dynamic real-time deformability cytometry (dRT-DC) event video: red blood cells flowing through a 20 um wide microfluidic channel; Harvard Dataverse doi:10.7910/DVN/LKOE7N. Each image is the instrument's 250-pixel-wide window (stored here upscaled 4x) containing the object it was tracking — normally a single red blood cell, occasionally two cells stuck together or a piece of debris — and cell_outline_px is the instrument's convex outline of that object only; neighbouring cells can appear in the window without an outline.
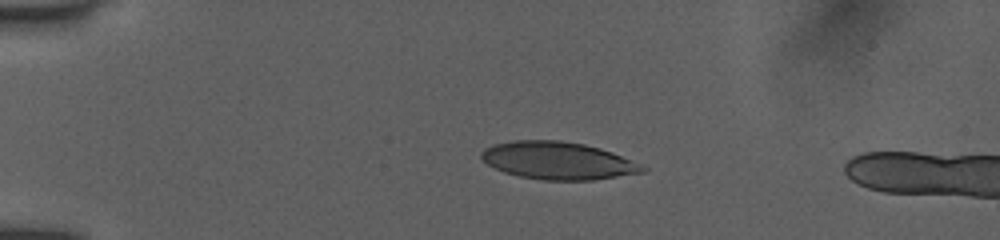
{"species": "human", "species_latin": "Homo sapiens", "temperature_condition": "room temperature", "stored_images_in_passage": 17, "camera_frame_rate_fps": 3000, "um_per_image_px": 0.085, "donor": {"sex": "female"}, "frame": {"image": 1, "passage_image": 13, "time_ms": 3.667, "image_size_px": [1000, 240], "cell_outline_px": [[648, 168], [644, 172], [592, 180], [544, 180], [520, 176], [504, 172], [488, 164], [480, 156], [480, 152], [484, 148], [492, 144], [512, 140], [560, 140], [584, 144], [600, 148], [612, 152], [632, 160]], "centroid_in_image_um": [47.41, 13.64], "position_along_channel_um": 37.6, "area_um2": 35.26}}